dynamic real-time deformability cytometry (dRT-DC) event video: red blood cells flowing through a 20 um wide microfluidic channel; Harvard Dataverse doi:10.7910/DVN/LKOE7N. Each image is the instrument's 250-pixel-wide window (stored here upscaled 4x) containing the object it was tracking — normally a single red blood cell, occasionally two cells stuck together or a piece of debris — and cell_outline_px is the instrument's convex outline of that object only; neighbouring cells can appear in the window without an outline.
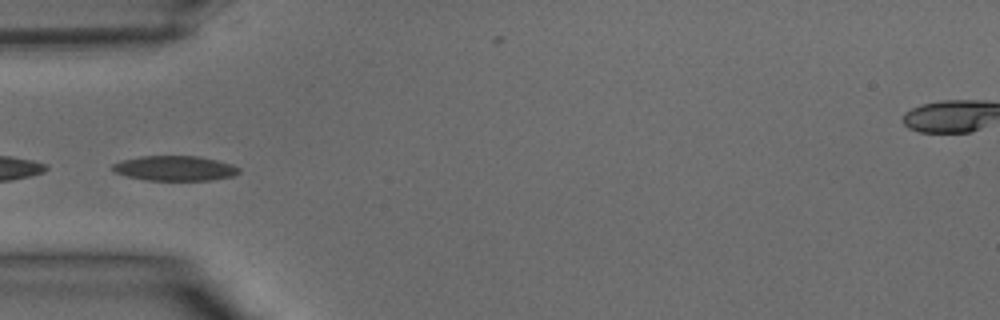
{"species": "common noctule bat (a hibernating species)", "species_latin": "Nyctalus noctula", "temperature_condition": "warm", "stored_images_in_passage": 32, "camera_frame_rate_fps": 3000, "um_per_image_px": 0.085, "animal": {"sex": "male", "body_mass_g": 15.6}, "frame": {"image": 1, "passage_image": 5, "time_ms": 1.333, "image_size_px": [1000, 320], "cell_outline_px": [[240, 172], [232, 176], [212, 180], [144, 180], [128, 176], [116, 172], [112, 168], [112, 164], [120, 160], [140, 156], [196, 156], [216, 160], [232, 164], [240, 168]], "centroid_in_image_um": [14.86, 14.3], "position_along_channel_um": 70.1, "area_um2": 18.32}}
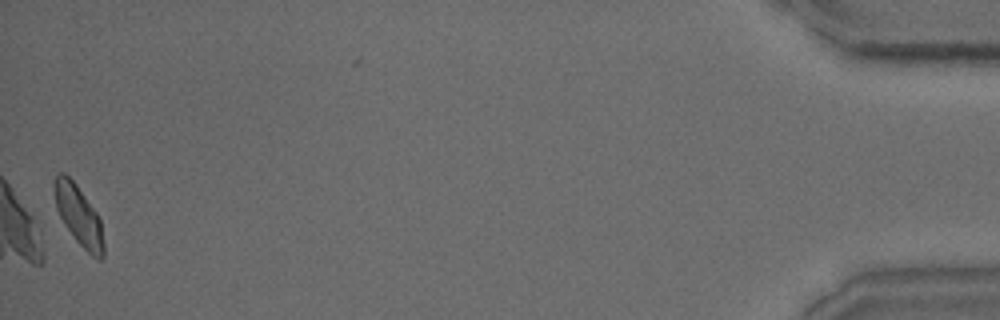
{"frame": {"image": 2, "passage_image": 32, "time_ms": 10.333, "image_size_px": [1000, 320], "cell_outline_px": [[104, 256], [100, 260], [96, 260], [76, 240], [64, 224], [56, 208], [52, 184], [56, 176], [60, 172], [64, 172], [76, 184], [96, 212], [100, 220], [104, 244]], "centroid_in_image_um": [6.68, 18.31], "position_along_channel_um": 428.5, "area_um2": 17.17}}